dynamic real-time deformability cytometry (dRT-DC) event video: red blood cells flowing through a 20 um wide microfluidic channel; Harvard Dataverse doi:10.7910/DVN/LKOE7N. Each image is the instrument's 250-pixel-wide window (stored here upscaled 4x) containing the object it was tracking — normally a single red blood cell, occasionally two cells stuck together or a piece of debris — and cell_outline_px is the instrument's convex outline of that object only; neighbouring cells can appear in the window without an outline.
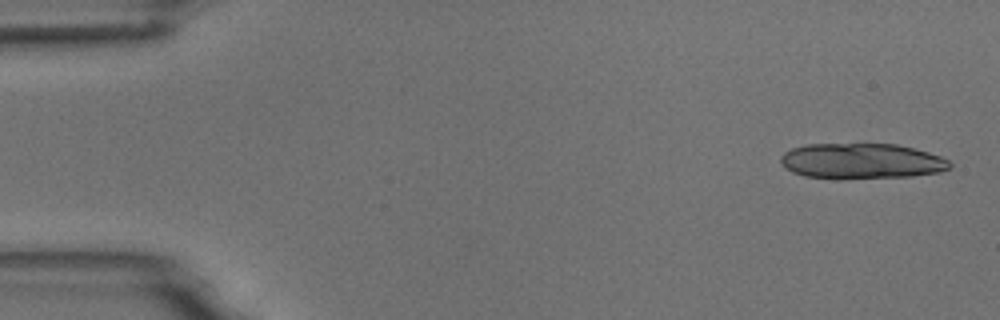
{"species": "common noctule bat (a hibernating species)", "species_latin": "Nyctalus noctula", "temperature_condition": "room temperature", "stored_images_in_passage": 5, "camera_frame_rate_fps": 3000, "um_per_image_px": 0.085, "animal": {"sex": "male", "body_mass_g": 18.8}, "frame": {"image": 1, "passage_image": 1, "time_ms": 0.0, "image_size_px": [1000, 320], "cell_outline_px": [[952, 164], [948, 168], [940, 172], [912, 176], [840, 180], [836, 180], [804, 176], [792, 172], [780, 160], [780, 156], [784, 152], [792, 148], [808, 144], [896, 144], [928, 152], [940, 156], [948, 160]], "centroid_in_image_um": [73.21, 13.71], "position_along_channel_um": 11.8, "area_um2": 35.32}}